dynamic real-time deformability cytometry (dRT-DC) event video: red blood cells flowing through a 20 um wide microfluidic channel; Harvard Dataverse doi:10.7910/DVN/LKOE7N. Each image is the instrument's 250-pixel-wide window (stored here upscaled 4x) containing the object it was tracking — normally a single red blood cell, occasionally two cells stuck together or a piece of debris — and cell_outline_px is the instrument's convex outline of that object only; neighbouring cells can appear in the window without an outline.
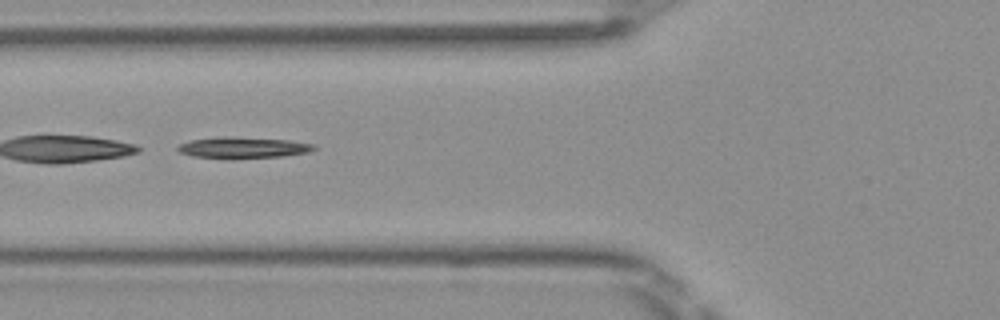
{"species": "Egyptian fruit bat (a non-hibernating species)", "species_latin": "Rousettus aegyptiacus", "temperature_condition": "room temperature", "stored_images_in_passage": 46, "segment_of_instrument_passage": [2, 2], "camera_frame_rate_fps": 3000, "um_per_image_px": 0.085, "frame": {"image": 1, "passage_image": 16, "time_ms": 5.0, "image_size_px": [1000, 320], "cell_outline_px": [[316, 148], [308, 152], [284, 156], [192, 156], [180, 152], [176, 148], [180, 144], [188, 140], [288, 140], [312, 144]], "centroid_in_image_um": [20.72, 12.57], "position_along_channel_um": 105.1, "area_um2": 14.33}}
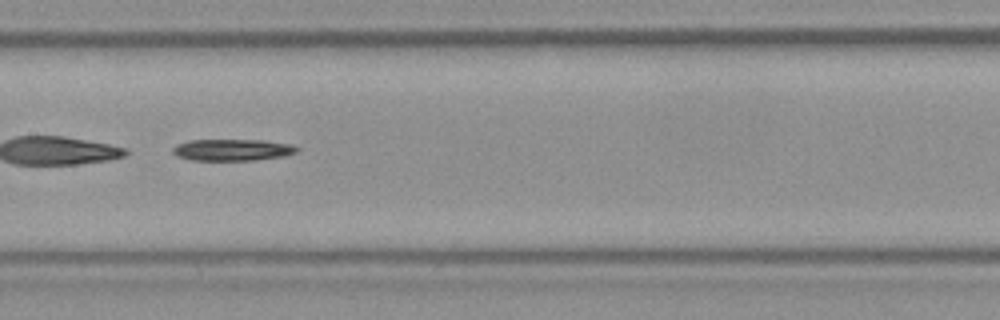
{"frame": {"image": 2, "passage_image": 22, "time_ms": 7.0, "image_size_px": [1000, 320], "cell_outline_px": [[300, 148], [296, 152], [284, 156], [256, 160], [188, 160], [176, 156], [172, 152], [172, 148], [176, 144], [188, 140], [264, 140], [292, 144]], "centroid_in_image_um": [19.73, 12.74], "position_along_channel_um": 187.7, "area_um2": 15.84}}
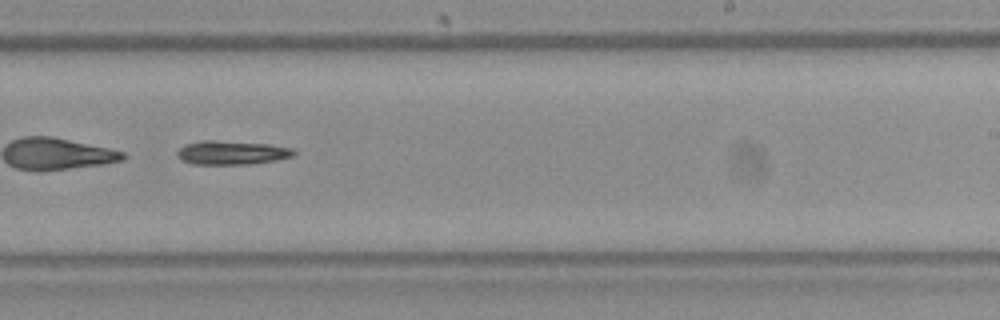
{"frame": {"image": 3, "passage_image": 28, "time_ms": 9.0, "image_size_px": [1000, 320], "cell_outline_px": [[296, 152], [292, 156], [276, 160], [248, 164], [192, 164], [180, 160], [176, 156], [176, 152], [184, 144], [200, 140], [212, 140], [268, 144], [292, 148]], "centroid_in_image_um": [19.63, 12.97], "position_along_channel_um": 269.4, "area_um2": 16.24}}